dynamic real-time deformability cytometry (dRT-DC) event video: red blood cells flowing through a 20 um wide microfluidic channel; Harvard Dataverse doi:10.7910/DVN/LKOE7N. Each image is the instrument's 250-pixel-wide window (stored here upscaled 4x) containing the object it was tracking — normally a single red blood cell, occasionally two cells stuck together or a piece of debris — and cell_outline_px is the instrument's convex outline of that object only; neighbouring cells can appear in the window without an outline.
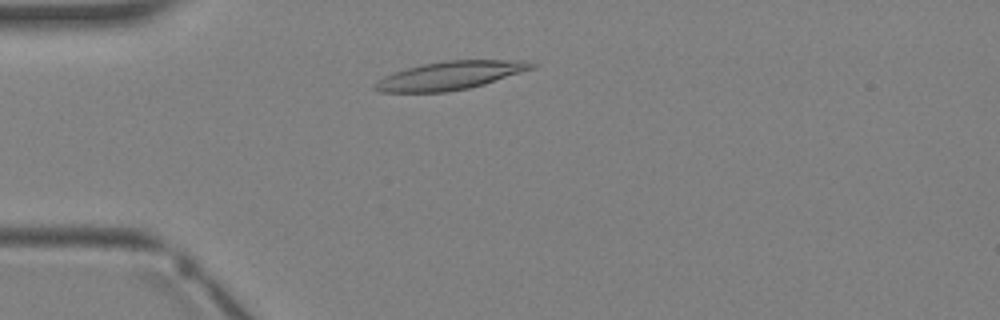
{"species": "Egyptian fruit bat (a non-hibernating species)", "species_latin": "Rousettus aegyptiacus", "temperature_condition": "warm", "stored_images_in_passage": 2, "camera_frame_rate_fps": 3000, "um_per_image_px": 0.085, "animal": {"sex": "female"}, "frame": {"image": 1, "passage_image": 2, "time_ms": 1.333, "image_size_px": [1000, 320], "cell_outline_px": [[536, 64], [532, 68], [484, 84], [468, 88], [444, 92], [380, 92], [372, 88], [372, 84], [384, 76], [408, 68], [424, 64], [448, 60], [524, 60]], "centroid_in_image_um": [38.21, 6.42], "position_along_channel_um": 46.8, "area_um2": 25.43}}